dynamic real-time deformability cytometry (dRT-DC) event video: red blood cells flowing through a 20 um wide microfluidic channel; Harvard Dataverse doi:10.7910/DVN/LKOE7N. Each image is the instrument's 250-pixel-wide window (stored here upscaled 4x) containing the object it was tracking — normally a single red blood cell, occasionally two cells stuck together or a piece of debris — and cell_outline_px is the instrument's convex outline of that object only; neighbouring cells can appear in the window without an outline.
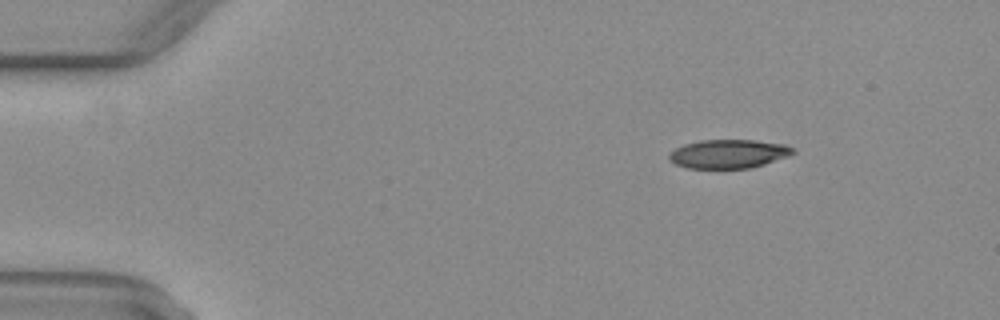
{"species": "common noctule bat (a hibernating species)", "species_latin": "Nyctalus noctula", "temperature_condition": "warm", "stored_images_in_passage": 51, "camera_frame_rate_fps": 3000, "um_per_image_px": 0.085, "animal": {"sex": "female", "body_mass_g": 29.2, "forearm_length_mm": 56.3}, "frame": {"image": 1, "passage_image": 7, "time_ms": 2.0, "image_size_px": [1000, 320], "cell_outline_px": [[796, 152], [788, 156], [764, 164], [748, 168], [688, 168], [676, 164], [668, 160], [668, 156], [676, 148], [684, 144], [700, 140], [756, 140], [788, 144], [796, 148]], "centroid_in_image_um": [61.97, 13.06], "position_along_channel_um": 23.0, "area_um2": 20.87}}
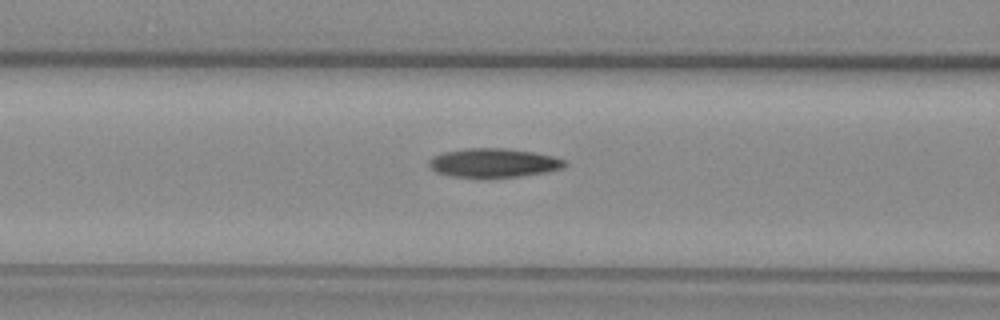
{"frame": {"image": 2, "passage_image": 21, "time_ms": 6.667, "image_size_px": [1000, 320], "cell_outline_px": [[568, 164], [564, 168], [548, 172], [520, 176], [484, 180], [480, 180], [448, 176], [436, 172], [428, 164], [428, 160], [432, 156], [444, 152], [468, 148], [504, 148], [532, 152], [552, 156], [568, 160]], "centroid_in_image_um": [41.95, 13.89], "position_along_channel_um": 124.6, "area_um2": 23.81}}
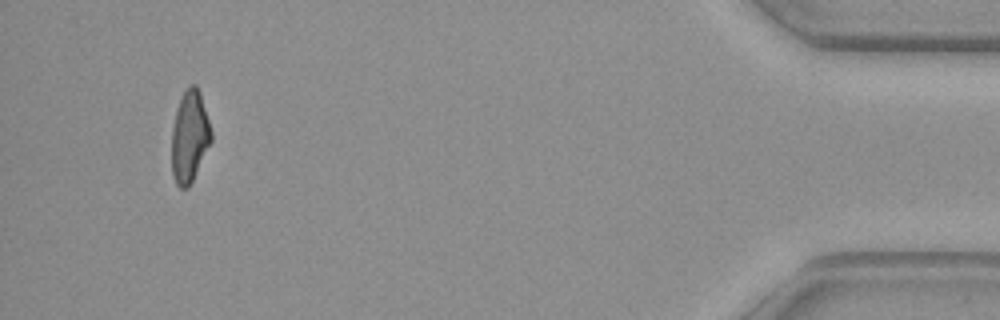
{"frame": {"image": 3, "passage_image": 48, "time_ms": 15.667, "image_size_px": [1000, 320], "cell_outline_px": [[212, 140], [188, 188], [180, 188], [176, 184], [172, 176], [172, 128], [176, 108], [180, 96], [188, 84], [196, 84], [200, 92], [212, 132]], "centroid_in_image_um": [16.1, 11.56], "position_along_channel_um": 419.1, "area_um2": 21.21}, "authors_computed_cell_mechanics": {"area_um2": 22.0796, "velocity_mm_per_s": 4.1009, "shape_relaxation_time_tau1_ms": 11.1122, "shape_relaxation_time_tau2_ms": 3.1342, "deformation_change_tau1": 0.2834, "deformation_change_tau2": 0.1154}}